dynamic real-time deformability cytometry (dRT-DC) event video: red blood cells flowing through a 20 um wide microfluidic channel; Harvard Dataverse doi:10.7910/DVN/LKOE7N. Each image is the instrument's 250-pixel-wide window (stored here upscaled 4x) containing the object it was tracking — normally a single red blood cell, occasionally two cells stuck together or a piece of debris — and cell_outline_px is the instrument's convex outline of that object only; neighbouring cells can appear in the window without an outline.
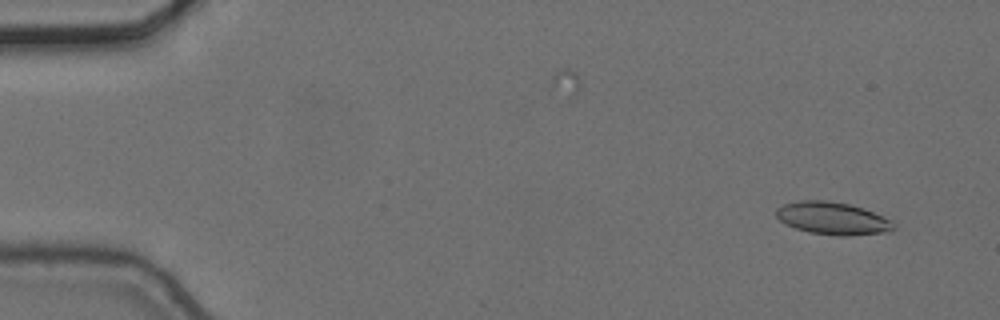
{"species": "common noctule bat (a hibernating species)", "species_latin": "Nyctalus noctula", "temperature_condition": "cold", "stored_images_in_passage": 3, "camera_frame_rate_fps": 3000, "um_per_image_px": 0.085, "animal": {"sex": "female", "body_mass_g": 24.6, "forearm_length_mm": 56.2}, "frame": {"image": 1, "passage_image": 3, "time_ms": 0.667, "image_size_px": [1000, 320], "cell_outline_px": [[896, 228], [892, 232], [844, 236], [840, 236], [808, 232], [796, 228], [780, 220], [776, 216], [776, 208], [784, 204], [800, 200], [824, 200], [848, 204], [864, 208], [892, 220], [896, 224]], "centroid_in_image_um": [70.83, 18.56], "position_along_channel_um": 14.2, "area_um2": 22.37}}